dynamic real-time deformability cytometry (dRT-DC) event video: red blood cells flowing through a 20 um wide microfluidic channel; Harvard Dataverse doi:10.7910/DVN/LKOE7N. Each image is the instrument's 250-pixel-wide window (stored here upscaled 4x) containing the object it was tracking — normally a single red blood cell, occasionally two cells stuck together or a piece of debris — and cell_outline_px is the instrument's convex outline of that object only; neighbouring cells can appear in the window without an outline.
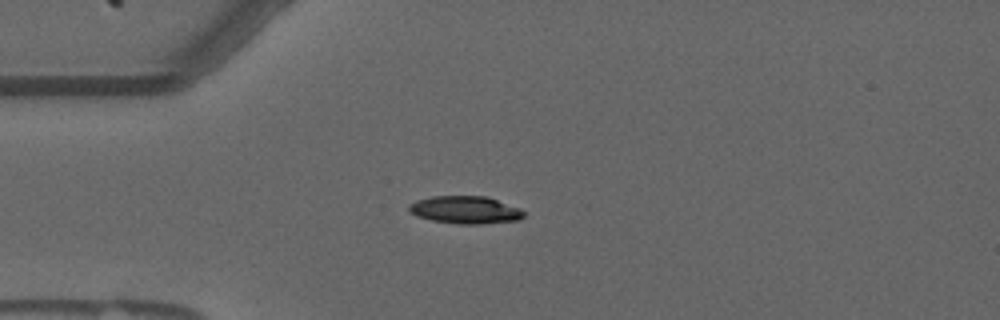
{"species": "common noctule bat (a hibernating species)", "species_latin": "Nyctalus noctula", "temperature_condition": "warm", "stored_images_in_passage": 43, "camera_frame_rate_fps": 3000, "um_per_image_px": 0.085, "animal": {"sex": "male", "forearm_length_mm": 52.5}, "frame": {"image": 1, "passage_image": 2, "time_ms": 0.333, "image_size_px": [1000, 320], "cell_outline_px": [[524, 216], [516, 220], [480, 224], [460, 224], [432, 220], [416, 216], [408, 208], [408, 204], [416, 200], [432, 196], [488, 196], [520, 208], [524, 212]], "centroid_in_image_um": [39.54, 17.83], "position_along_channel_um": 45.5, "area_um2": 18.44}}
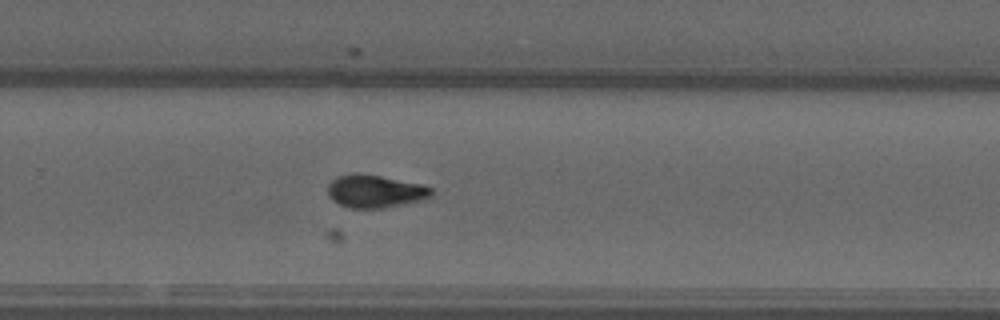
{"frame": {"image": 2, "passage_image": 24, "time_ms": 7.667, "image_size_px": [1000, 320], "cell_outline_px": [[432, 196], [420, 200], [384, 208], [348, 208], [332, 200], [328, 196], [328, 184], [336, 176], [356, 172], [360, 172], [420, 184], [432, 188]], "centroid_in_image_um": [31.83, 16.25], "position_along_channel_um": 298.0, "area_um2": 19.83}}
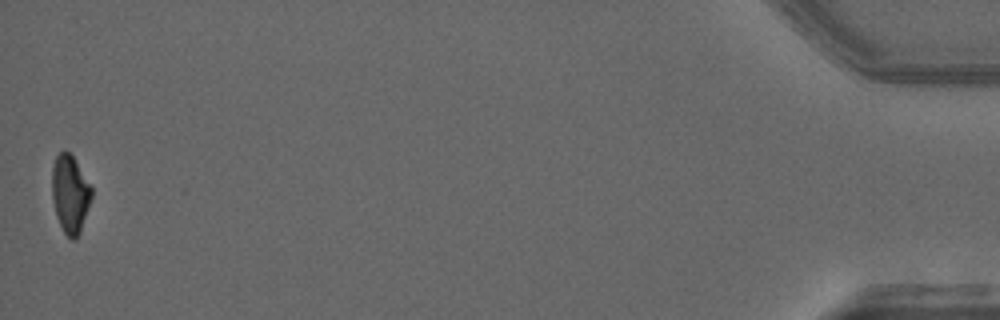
{"frame": {"image": 3, "passage_image": 43, "time_ms": 14.0, "image_size_px": [1000, 320], "cell_outline_px": [[92, 196], [80, 232], [76, 240], [72, 240], [64, 232], [56, 216], [52, 200], [52, 168], [56, 156], [64, 148], [72, 156], [92, 188]], "centroid_in_image_um": [5.94, 16.49], "position_along_channel_um": 429.3, "area_um2": 17.8}, "authors_computed_cell_mechanics": {"area_um2": 19.4786, "velocity_mm_per_s": 3.6689, "shape_relaxation_time_tau1_ms": 6.2025, "shape_relaxation_time_tau2_ms": 2.7572, "deformation_change_tau1": 0.198, "deformation_change_tau2": 0.0721}}